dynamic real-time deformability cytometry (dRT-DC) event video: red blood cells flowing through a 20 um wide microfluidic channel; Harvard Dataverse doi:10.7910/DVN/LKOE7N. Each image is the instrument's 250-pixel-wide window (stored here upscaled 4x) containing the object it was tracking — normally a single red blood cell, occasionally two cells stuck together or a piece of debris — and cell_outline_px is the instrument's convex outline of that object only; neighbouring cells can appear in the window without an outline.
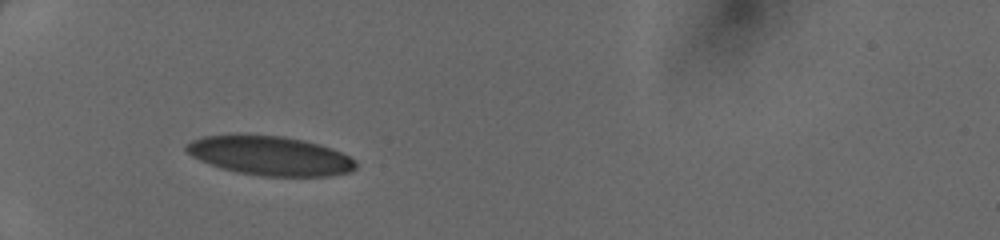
{"species": "human", "species_latin": "Homo sapiens", "temperature_condition": "cold", "stored_images_in_passage": 32, "camera_frame_rate_fps": 3000, "um_per_image_px": 0.085, "donor": {"sex": "female"}, "frame": {"image": 1, "passage_image": 1, "time_ms": 0.0, "image_size_px": [1000, 240], "cell_outline_px": [[356, 168], [352, 172], [328, 176], [260, 176], [236, 172], [220, 168], [208, 164], [192, 156], [184, 148], [184, 144], [192, 140], [204, 136], [236, 132], [284, 136], [304, 140], [320, 144], [332, 148], [356, 160]], "centroid_in_image_um": [22.9, 13.21], "position_along_channel_um": 62.1, "area_um2": 39.71}}
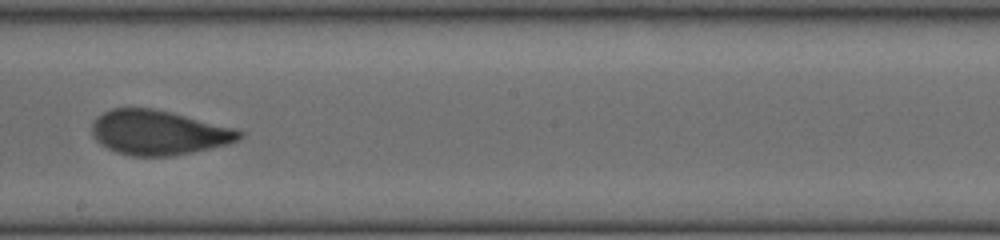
{"frame": {"image": 2, "passage_image": 14, "time_ms": 4.333, "image_size_px": [1000, 240], "cell_outline_px": [[244, 136], [240, 140], [228, 144], [192, 152], [172, 156], [128, 156], [116, 152], [100, 144], [92, 136], [92, 120], [96, 116], [112, 108], [152, 108], [232, 128], [244, 132]], "centroid_in_image_um": [13.43, 11.28], "position_along_channel_um": 234.8, "area_um2": 38.15}}
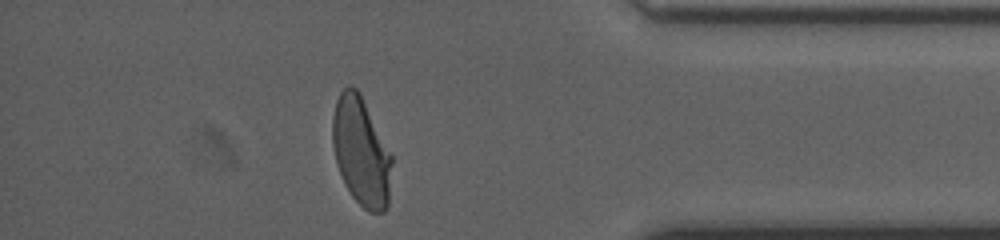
{"frame": {"image": 3, "passage_image": 27, "time_ms": 8.667, "image_size_px": [1000, 240], "cell_outline_px": [[392, 164], [388, 204], [384, 212], [368, 212], [352, 196], [344, 184], [336, 160], [332, 144], [332, 116], [336, 100], [340, 92], [348, 84], [356, 88], [360, 92], [392, 156]], "centroid_in_image_um": [30.68, 12.87], "position_along_channel_um": 404.5, "area_um2": 37.51}}